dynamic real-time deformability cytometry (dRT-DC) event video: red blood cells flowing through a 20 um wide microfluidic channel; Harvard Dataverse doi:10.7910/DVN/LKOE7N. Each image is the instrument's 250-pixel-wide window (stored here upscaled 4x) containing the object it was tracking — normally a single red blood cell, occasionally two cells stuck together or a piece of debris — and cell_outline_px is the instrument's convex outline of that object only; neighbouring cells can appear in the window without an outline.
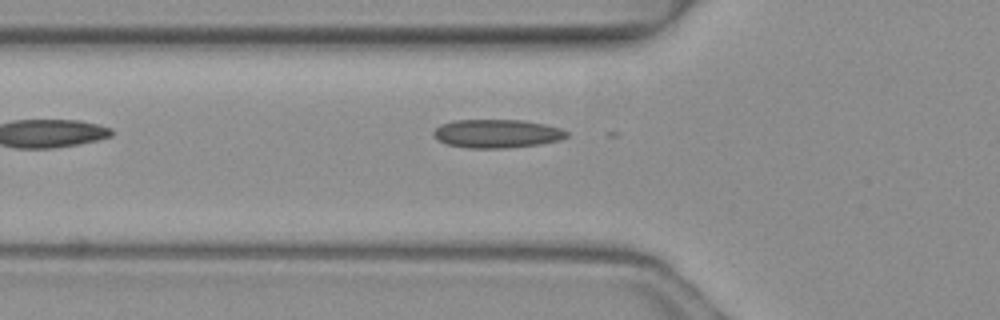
{"species": "common noctule bat (a hibernating species)", "species_latin": "Nyctalus noctula", "temperature_condition": "warm", "stored_images_in_passage": 3, "camera_frame_rate_fps": 3000, "um_per_image_px": 0.085, "animal": {"sex": "female", "body_mass_g": 19.3, "forearm_length_mm": 54.1}, "frame": {"image": 1, "passage_image": 3, "time_ms": 0.667, "image_size_px": [1000, 320], "cell_outline_px": [[568, 136], [560, 140], [540, 144], [504, 148], [468, 148], [448, 144], [440, 140], [432, 132], [440, 124], [456, 120], [524, 120], [544, 124], [560, 128], [568, 132]], "centroid_in_image_um": [42.26, 11.35], "position_along_channel_um": 83.5, "area_um2": 21.96}}